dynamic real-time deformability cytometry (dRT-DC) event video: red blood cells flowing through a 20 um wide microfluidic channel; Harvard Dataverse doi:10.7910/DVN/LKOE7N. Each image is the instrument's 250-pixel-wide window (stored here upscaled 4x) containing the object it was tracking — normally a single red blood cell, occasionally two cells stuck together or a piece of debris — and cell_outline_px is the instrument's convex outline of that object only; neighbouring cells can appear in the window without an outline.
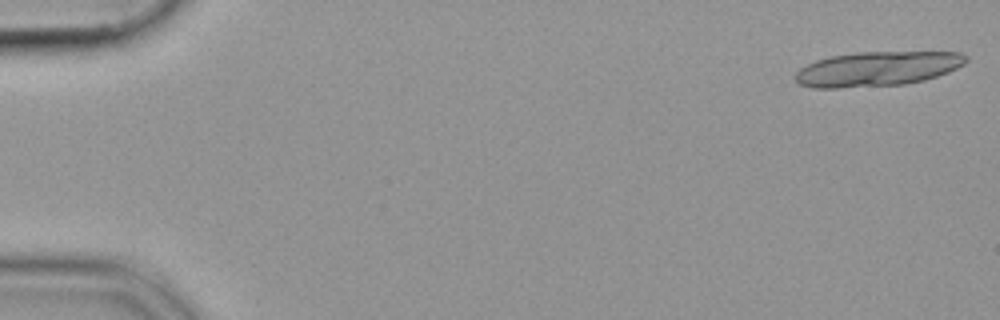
{"species": "common noctule bat (a hibernating species)", "species_latin": "Nyctalus noctula", "temperature_condition": "cold", "stored_images_in_passage": 42, "camera_frame_rate_fps": 3000, "um_per_image_px": 0.085, "animal": {"sex": "female", "body_mass_g": 19.9}, "frame": {"image": 1, "passage_image": 1, "time_ms": 0.0, "image_size_px": [1000, 320], "cell_outline_px": [[968, 60], [964, 64], [948, 72], [924, 80], [904, 84], [836, 88], [812, 88], [800, 84], [796, 80], [796, 72], [800, 68], [816, 60], [828, 56], [856, 52], [960, 52], [968, 56]], "centroid_in_image_um": [74.57, 5.84], "position_along_channel_um": 10.4, "area_um2": 34.45}}